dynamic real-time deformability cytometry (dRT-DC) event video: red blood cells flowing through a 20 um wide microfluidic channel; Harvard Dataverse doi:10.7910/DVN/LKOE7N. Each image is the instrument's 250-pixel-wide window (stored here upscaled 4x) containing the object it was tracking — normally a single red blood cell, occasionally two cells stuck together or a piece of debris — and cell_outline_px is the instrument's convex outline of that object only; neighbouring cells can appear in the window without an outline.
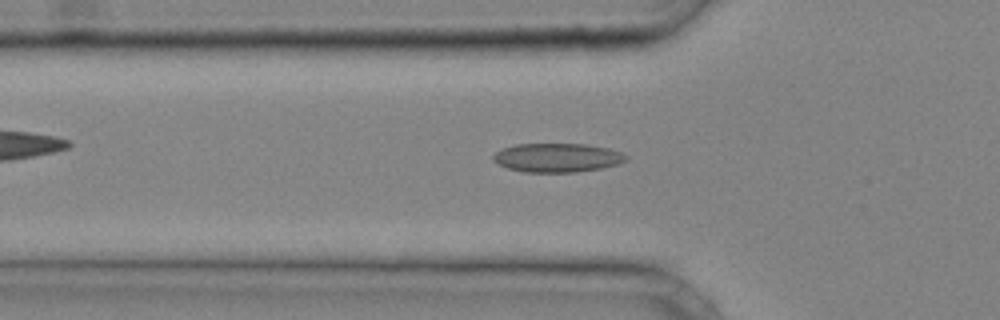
{"species": "common noctule bat (a hibernating species)", "species_latin": "Nyctalus noctula", "temperature_condition": "cold", "stored_images_in_passage": 38, "camera_frame_rate_fps": 3000, "um_per_image_px": 0.085, "animal": {"sex": "male", "body_mass_g": 20.4}, "frame": {"image": 1, "passage_image": 12, "time_ms": 3.667, "image_size_px": [1000, 320], "cell_outline_px": [[628, 156], [624, 160], [616, 164], [600, 168], [576, 172], [524, 172], [508, 168], [492, 160], [492, 156], [496, 152], [504, 148], [516, 144], [584, 144], [608, 148], [620, 152]], "centroid_in_image_um": [47.33, 13.4], "position_along_channel_um": 78.5, "area_um2": 22.08}}
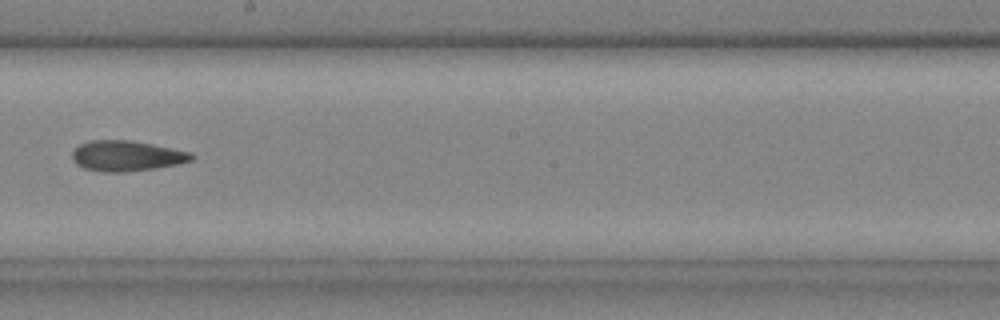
{"frame": {"image": 2, "passage_image": 22, "time_ms": 7.0, "image_size_px": [1000, 320], "cell_outline_px": [[196, 156], [192, 160], [176, 164], [156, 168], [124, 172], [104, 172], [84, 168], [76, 164], [72, 160], [72, 152], [80, 144], [92, 140], [132, 140], [192, 152]], "centroid_in_image_um": [10.77, 13.25], "position_along_channel_um": 237.4, "area_um2": 21.21}}